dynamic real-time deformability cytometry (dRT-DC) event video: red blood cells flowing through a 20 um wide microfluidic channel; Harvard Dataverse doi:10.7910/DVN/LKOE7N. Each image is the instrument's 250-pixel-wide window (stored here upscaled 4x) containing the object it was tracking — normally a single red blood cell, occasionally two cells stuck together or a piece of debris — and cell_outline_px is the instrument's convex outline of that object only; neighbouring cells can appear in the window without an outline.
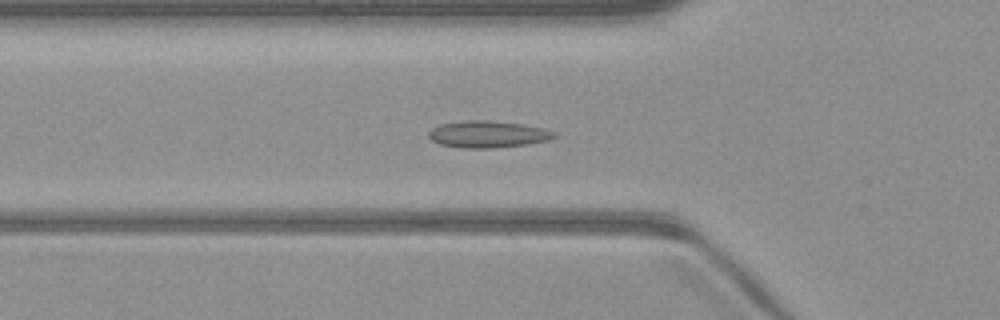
{"species": "common noctule bat (a hibernating species)", "species_latin": "Nyctalus noctula", "temperature_condition": "warm", "stored_images_in_passage": 41, "camera_frame_rate_fps": 3000, "um_per_image_px": 0.085, "animal": {"sex": "male", "body_mass_g": 23.1, "forearm_length_mm": 52.7}, "frame": {"image": 1, "passage_image": 8, "time_ms": 2.333, "image_size_px": [1000, 320], "cell_outline_px": [[560, 136], [548, 140], [528, 144], [492, 148], [460, 148], [440, 144], [432, 140], [428, 136], [428, 132], [432, 128], [440, 124], [468, 120], [488, 120], [524, 124], [544, 128], [556, 132]], "centroid_in_image_um": [41.5, 11.41], "position_along_channel_um": 84.3, "area_um2": 19.83}}
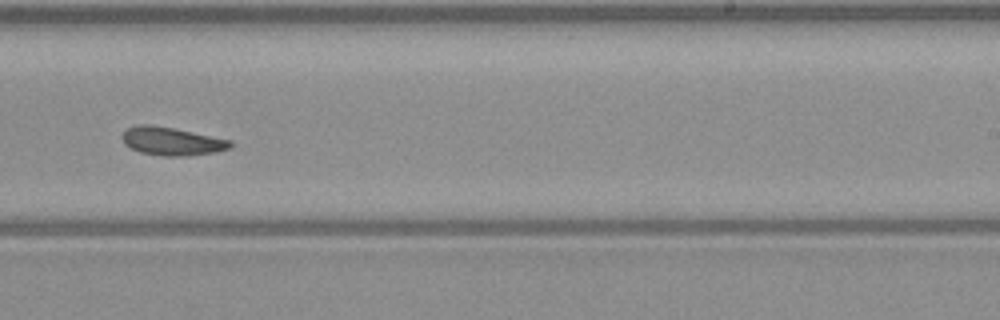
{"frame": {"image": 2, "passage_image": 22, "time_ms": 7.0, "image_size_px": [1000, 320], "cell_outline_px": [[232, 148], [216, 152], [188, 156], [164, 156], [140, 152], [124, 144], [120, 136], [128, 128], [136, 124], [152, 124], [232, 140]], "centroid_in_image_um": [14.6, 12.0], "position_along_channel_um": 274.4, "area_um2": 17.86}}
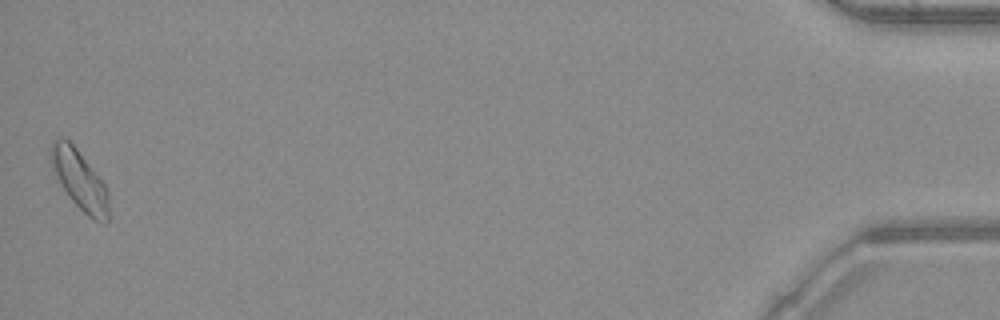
{"frame": {"image": 3, "passage_image": 41, "time_ms": 13.333, "image_size_px": [1000, 320], "cell_outline_px": [[108, 220], [96, 220], [88, 216], [68, 196], [48, 156], [48, 152], [52, 140], [60, 136], [68, 140], [76, 148], [104, 184], [108, 192]], "centroid_in_image_um": [6.73, 15.23], "position_along_channel_um": 428.5, "area_um2": 19.36}, "authors_computed_cell_mechanics": {"area_um2": 17.918, "velocity_mm_per_s": 4.0602, "shape_relaxation_time_tau1_ms": null, "shape_relaxation_time_tau2_ms": 5.4564, "deformation_change_tau1": null, "deformation_change_tau2": 0.1152}}